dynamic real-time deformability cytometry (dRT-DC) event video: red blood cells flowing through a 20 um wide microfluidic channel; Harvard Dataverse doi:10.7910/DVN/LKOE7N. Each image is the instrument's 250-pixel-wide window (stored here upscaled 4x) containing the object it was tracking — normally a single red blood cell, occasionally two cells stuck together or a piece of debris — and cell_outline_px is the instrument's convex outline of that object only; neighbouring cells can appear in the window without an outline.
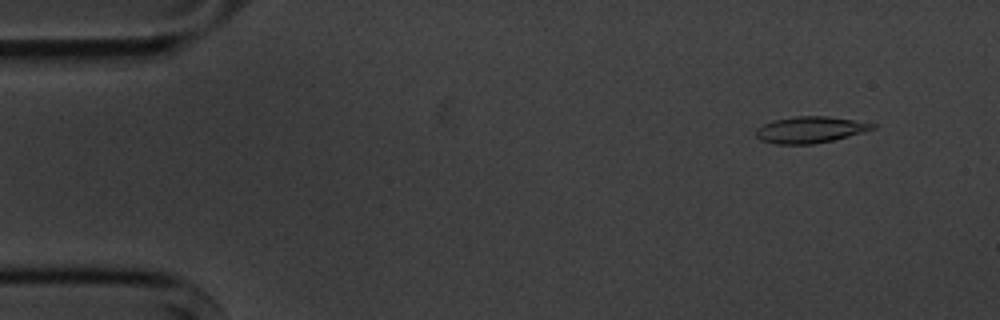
{"species": "common noctule bat (a hibernating species)", "species_latin": "Nyctalus noctula", "temperature_condition": "cold", "stored_images_in_passage": 4, "camera_frame_rate_fps": 3000, "um_per_image_px": 0.085, "animal": {"sex": "male", "body_mass_g": 20.1, "forearm_length_mm": 53.5}, "frame": {"image": 1, "passage_image": 2, "time_ms": 1.0, "image_size_px": [1000, 320], "cell_outline_px": [[876, 128], [848, 136], [832, 140], [812, 144], [776, 144], [760, 140], [756, 136], [756, 128], [772, 120], [796, 116], [828, 116], [876, 124]], "centroid_in_image_um": [68.82, 11.02], "position_along_channel_um": 16.2, "area_um2": 17.8}}
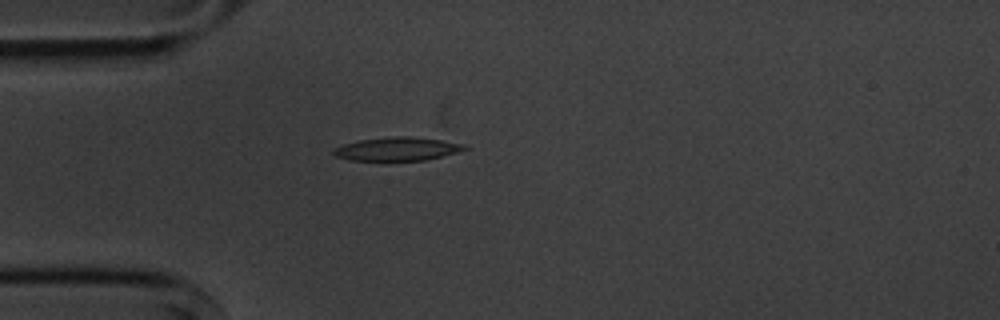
{"frame": {"image": 2, "passage_image": 4, "time_ms": 4.333, "image_size_px": [1000, 320], "cell_outline_px": [[472, 148], [424, 160], [348, 160], [332, 156], [332, 148], [344, 144], [360, 140], [396, 136], [408, 136], [440, 140], [468, 144]], "centroid_in_image_um": [33.75, 12.66], "position_along_channel_um": 51.2, "area_um2": 17.92}}